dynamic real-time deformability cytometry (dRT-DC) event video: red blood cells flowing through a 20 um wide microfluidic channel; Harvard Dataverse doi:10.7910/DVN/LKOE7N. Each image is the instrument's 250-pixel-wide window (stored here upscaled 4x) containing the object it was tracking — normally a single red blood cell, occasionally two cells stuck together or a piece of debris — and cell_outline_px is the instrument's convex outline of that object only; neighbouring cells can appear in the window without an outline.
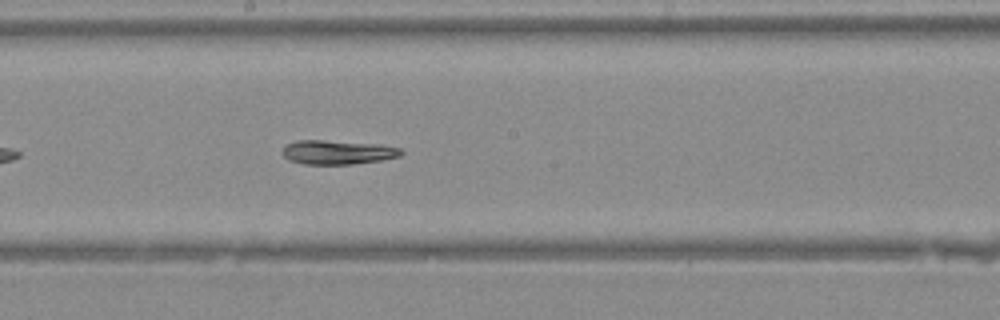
{"species": "Egyptian fruit bat (a non-hibernating species)", "species_latin": "Rousettus aegyptiacus", "temperature_condition": "warm", "stored_images_in_passage": 34, "camera_frame_rate_fps": 3000, "um_per_image_px": 0.085, "animal": {"sex": "female"}, "frame": {"image": 1, "passage_image": 15, "time_ms": 4.667, "image_size_px": [1000, 320], "cell_outline_px": [[404, 152], [400, 156], [380, 160], [352, 164], [304, 164], [288, 160], [284, 156], [284, 148], [288, 144], [300, 140], [320, 140], [376, 144], [400, 148]], "centroid_in_image_um": [28.71, 12.95], "position_along_channel_um": 219.5, "area_um2": 16.36}}
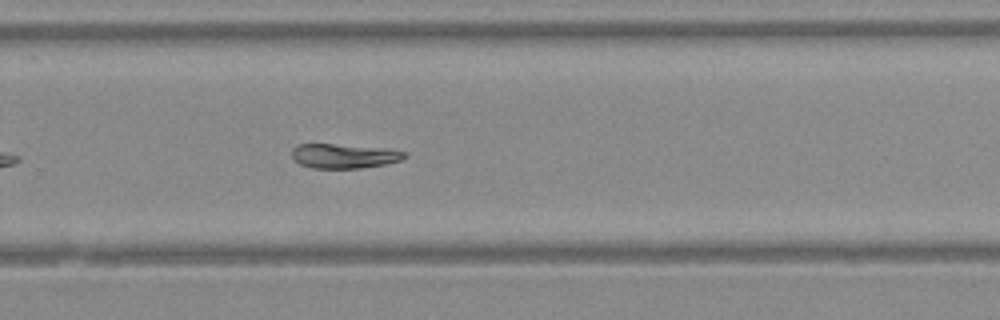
{"frame": {"image": 2, "passage_image": 20, "time_ms": 6.333, "image_size_px": [1000, 320], "cell_outline_px": [[408, 156], [404, 160], [384, 164], [360, 168], [312, 168], [300, 164], [292, 156], [292, 148], [296, 144], [332, 144], [388, 148], [408, 152]], "centroid_in_image_um": [29.3, 13.25], "position_along_channel_um": 300.5, "area_um2": 16.24}}